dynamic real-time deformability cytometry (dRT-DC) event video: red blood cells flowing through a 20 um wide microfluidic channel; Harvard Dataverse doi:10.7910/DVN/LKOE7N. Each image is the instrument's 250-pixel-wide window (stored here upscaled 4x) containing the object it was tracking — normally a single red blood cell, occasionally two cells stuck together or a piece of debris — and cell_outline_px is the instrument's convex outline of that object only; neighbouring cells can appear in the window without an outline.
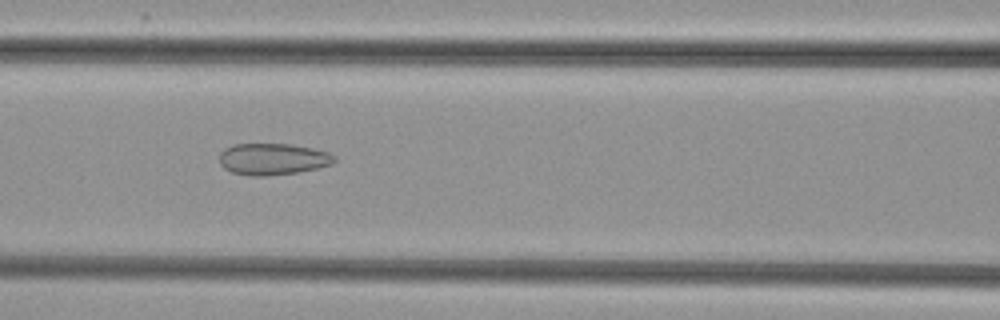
{"species": "common noctule bat (a hibernating species)", "species_latin": "Nyctalus noctula", "temperature_condition": "cold", "stored_images_in_passage": 48, "camera_frame_rate_fps": 3000, "um_per_image_px": 0.085, "animal": {"sex": "female", "body_mass_g": 29.2, "forearm_length_mm": 56.3}, "frame": {"image": 1, "passage_image": 19, "time_ms": 6.0, "image_size_px": [1000, 320], "cell_outline_px": [[336, 160], [332, 164], [316, 168], [296, 172], [268, 176], [248, 176], [232, 172], [224, 168], [220, 164], [220, 152], [224, 148], [232, 144], [292, 144], [312, 148], [328, 152], [336, 156]], "centroid_in_image_um": [23.17, 13.52], "position_along_channel_um": 143.4, "area_um2": 21.27}}
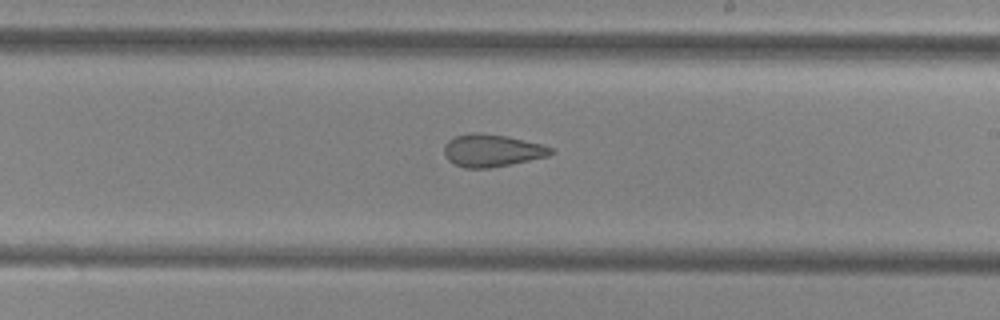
{"frame": {"image": 2, "passage_image": 27, "time_ms": 8.667, "image_size_px": [1000, 320], "cell_outline_px": [[552, 152], [548, 156], [488, 168], [464, 168], [448, 160], [444, 152], [444, 144], [448, 140], [456, 136], [472, 132], [480, 132], [508, 136], [540, 144], [552, 148]], "centroid_in_image_um": [41.76, 12.78], "position_along_channel_um": 247.2, "area_um2": 19.94}}
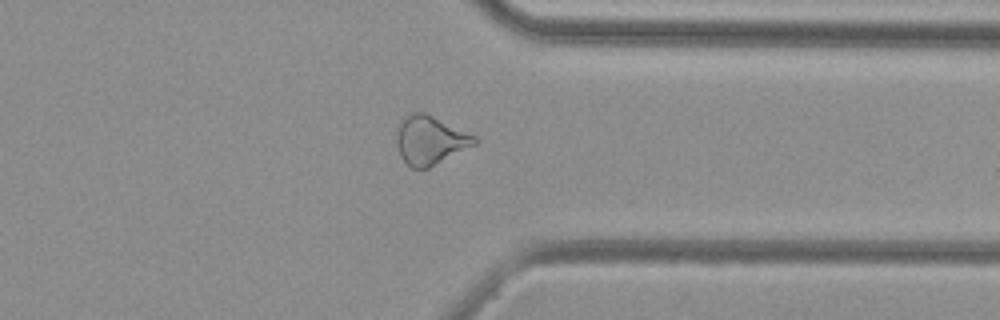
{"frame": {"image": 3, "passage_image": 37, "time_ms": 12.0, "image_size_px": [1000, 320], "cell_outline_px": [[480, 140], [476, 144], [428, 168], [412, 168], [400, 156], [396, 144], [396, 136], [400, 124], [408, 116], [416, 112], [424, 112], [476, 136]], "centroid_in_image_um": [36.58, 11.93], "position_along_channel_um": 374.8, "area_um2": 21.68}}